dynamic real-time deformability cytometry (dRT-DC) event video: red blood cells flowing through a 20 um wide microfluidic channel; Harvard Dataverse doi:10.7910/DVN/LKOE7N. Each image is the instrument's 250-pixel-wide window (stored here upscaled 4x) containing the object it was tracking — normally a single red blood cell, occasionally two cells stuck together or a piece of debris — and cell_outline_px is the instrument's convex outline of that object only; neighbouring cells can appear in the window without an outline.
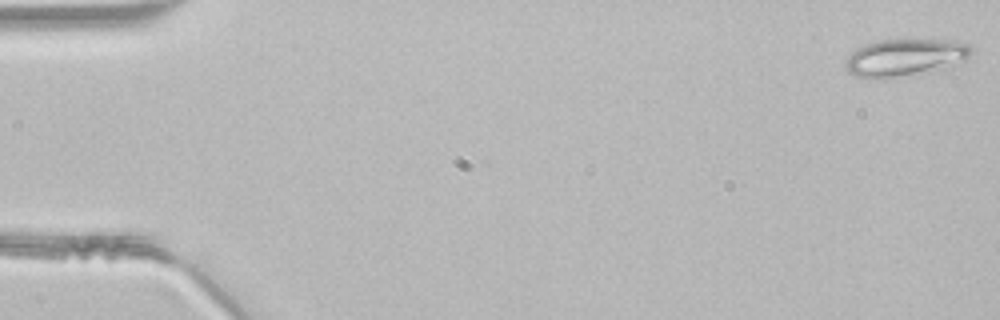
{"species": "common noctule bat (a hibernating species)", "species_latin": "Nyctalus noctula", "temperature_condition": "room temperature", "stored_images_in_passage": 8, "camera_frame_rate_fps": 3000, "um_per_image_px": 0.085, "animal": {"sex": "male", "body_mass_g": 21.5, "forearm_length_mm": 52.0}, "frame": {"image": 1, "passage_image": 1, "time_ms": 0.0, "image_size_px": [1000, 320], "cell_outline_px": [[972, 52], [964, 60], [956, 64], [940, 68], [884, 80], [868, 80], [856, 76], [848, 72], [848, 56], [856, 48], [876, 40], [944, 40], [968, 44], [972, 48]], "centroid_in_image_um": [76.87, 4.9], "position_along_channel_um": 8.1, "area_um2": 27.05}}